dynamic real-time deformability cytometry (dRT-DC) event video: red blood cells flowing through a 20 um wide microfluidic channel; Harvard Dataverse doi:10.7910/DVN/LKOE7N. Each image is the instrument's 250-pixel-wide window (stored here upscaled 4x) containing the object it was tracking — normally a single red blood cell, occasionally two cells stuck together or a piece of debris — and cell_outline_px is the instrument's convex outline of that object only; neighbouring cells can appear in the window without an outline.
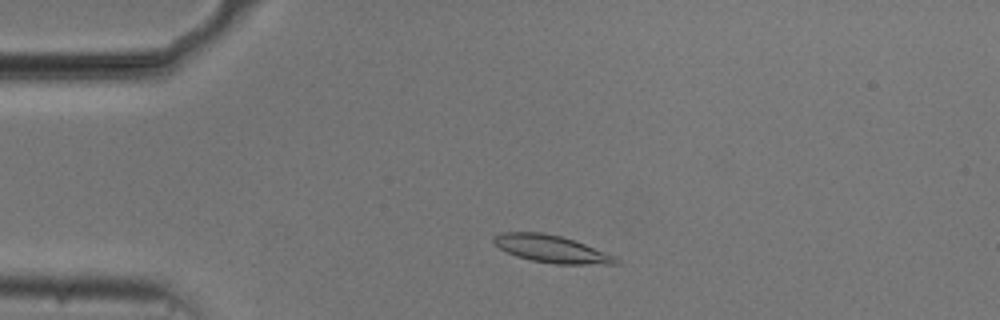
{"species": "common noctule bat (a hibernating species)", "species_latin": "Nyctalus noctula", "temperature_condition": "cold", "stored_images_in_passage": 48, "camera_frame_rate_fps": 3000, "um_per_image_px": 0.085, "animal": {"sex": "male", "body_mass_g": 20.5, "forearm_length_mm": 52.5}, "frame": {"image": 1, "passage_image": 6, "time_ms": 1.667, "image_size_px": [1000, 320], "cell_outline_px": [[620, 264], [556, 264], [532, 260], [516, 256], [500, 248], [492, 240], [500, 232], [540, 232], [560, 236], [584, 244], [616, 256], [620, 260]], "centroid_in_image_um": [46.9, 21.16], "position_along_channel_um": 38.1, "area_um2": 19.19}}
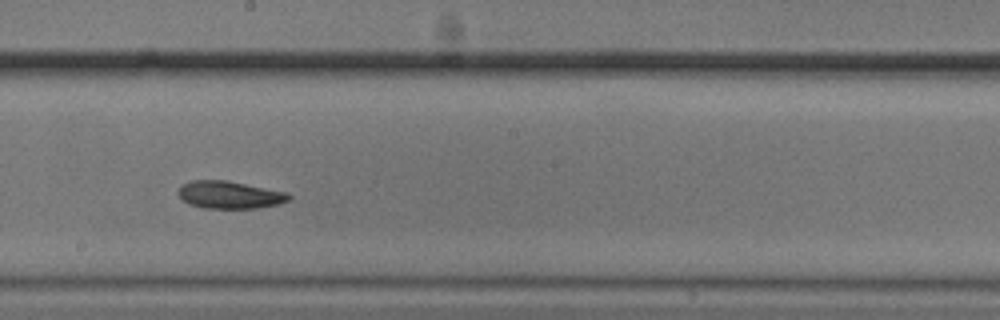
{"frame": {"image": 2, "passage_image": 24, "time_ms": 7.667, "image_size_px": [1000, 320], "cell_outline_px": [[292, 196], [288, 200], [280, 204], [256, 208], [204, 208], [188, 204], [176, 192], [180, 184], [192, 180], [224, 180], [288, 192]], "centroid_in_image_um": [19.49, 16.56], "position_along_channel_um": 228.7, "area_um2": 17.8}}
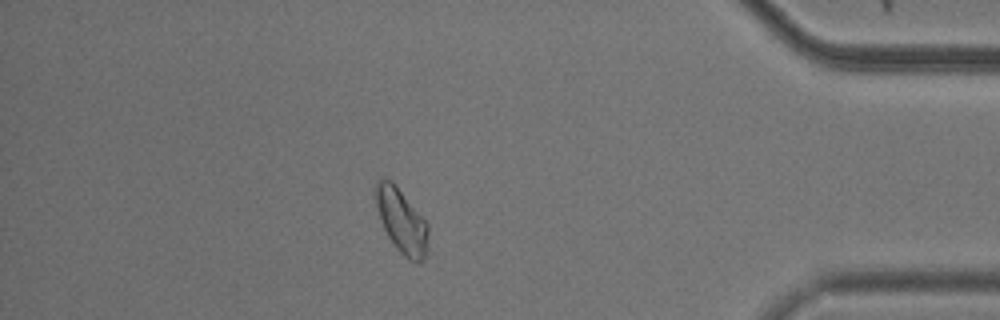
{"frame": {"image": 3, "passage_image": 41, "time_ms": 13.333, "image_size_px": [1000, 320], "cell_outline_px": [[428, 252], [416, 264], [408, 260], [396, 248], [388, 236], [384, 228], [372, 196], [372, 192], [376, 180], [380, 176], [396, 184], [428, 224]], "centroid_in_image_um": [34.09, 18.73], "position_along_channel_um": 401.1, "area_um2": 20.11}, "authors_computed_cell_mechanics": {"area_um2": 18.9006, "velocity_mm_per_s": 3.7173, "shape_relaxation_time_tau1_ms": null, "shape_relaxation_time_tau2_ms": 7.1016, "deformation_change_tau1": null, "deformation_change_tau2": 0.122}}